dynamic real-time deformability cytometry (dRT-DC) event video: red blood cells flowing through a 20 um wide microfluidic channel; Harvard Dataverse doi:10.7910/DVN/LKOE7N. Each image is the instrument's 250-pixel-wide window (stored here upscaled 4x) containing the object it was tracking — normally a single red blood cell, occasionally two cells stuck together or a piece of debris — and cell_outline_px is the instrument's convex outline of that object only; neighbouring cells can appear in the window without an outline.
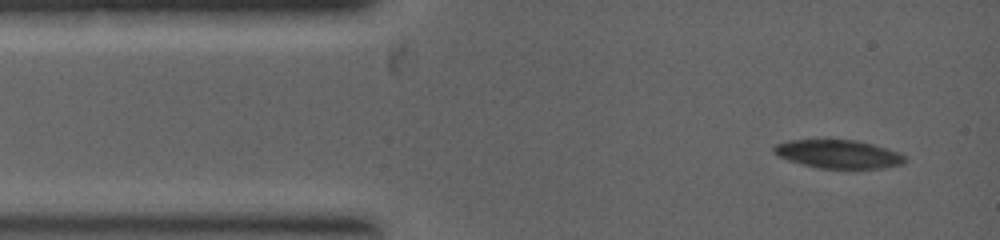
{"species": "common noctule bat (a hibernating species)", "species_latin": "Nyctalus noctula", "temperature_condition": "warm", "stored_images_in_passage": 8, "camera_frame_rate_fps": 5000, "um_per_image_px": 0.085, "animal": {"sex": "female", "body_mass_g": 19.0, "forearm_length_mm": 53.3}, "frame": {"image": 1, "passage_image": 1, "time_ms": 0.0, "image_size_px": [1000, 240], "cell_outline_px": [[904, 164], [884, 168], [820, 168], [800, 164], [788, 160], [772, 152], [772, 148], [776, 144], [788, 140], [856, 140], [872, 144], [896, 152], [904, 156]], "centroid_in_image_um": [71.21, 13.1], "position_along_channel_um": 13.8, "area_um2": 21.44}}
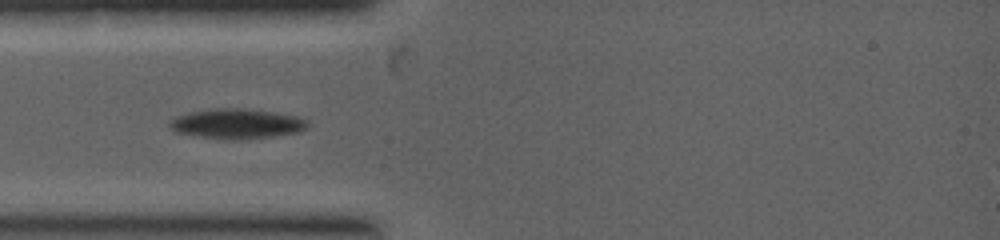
{"frame": {"image": 2, "passage_image": 5, "time_ms": 1.6, "image_size_px": [1000, 240], "cell_outline_px": [[308, 128], [296, 132], [272, 136], [200, 136], [176, 132], [168, 124], [168, 120], [176, 116], [188, 112], [212, 108], [244, 108], [276, 112], [296, 116], [308, 120]], "centroid_in_image_um": [20.12, 10.44], "position_along_channel_um": 64.9, "area_um2": 23.0}}